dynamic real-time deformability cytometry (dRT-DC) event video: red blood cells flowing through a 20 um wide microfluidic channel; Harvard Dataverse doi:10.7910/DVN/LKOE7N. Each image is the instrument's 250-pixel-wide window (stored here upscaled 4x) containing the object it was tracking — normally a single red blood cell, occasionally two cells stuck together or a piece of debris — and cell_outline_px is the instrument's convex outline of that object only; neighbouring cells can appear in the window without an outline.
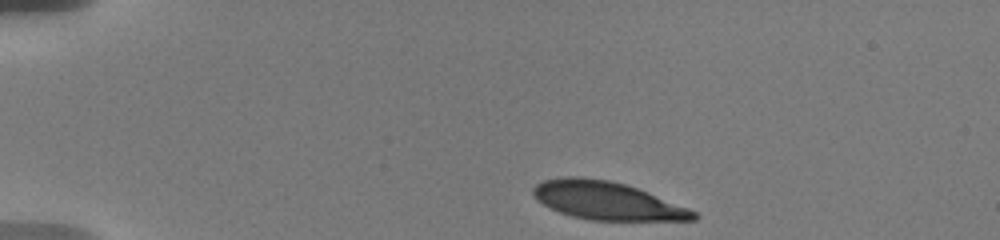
{"species": "human", "species_latin": "Homo sapiens", "temperature_condition": "warm", "stored_images_in_passage": 6, "camera_frame_rate_fps": 3000, "um_per_image_px": 0.085, "donor": {"sex": "male"}, "frame": {"image": 1, "passage_image": 1, "time_ms": 0.0, "image_size_px": [1000, 240], "cell_outline_px": [[700, 216], [696, 220], [588, 220], [572, 216], [560, 212], [536, 200], [532, 192], [532, 188], [536, 184], [544, 180], [564, 176], [580, 176], [608, 180], [624, 184], [636, 188], [688, 208], [696, 212]], "centroid_in_image_um": [51.56, 17.05], "position_along_channel_um": 33.4, "area_um2": 35.26}}
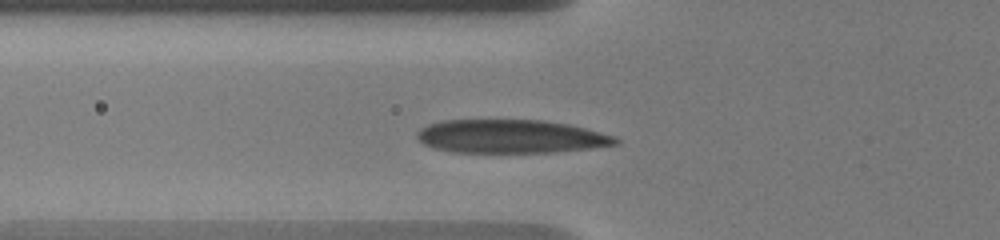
{"frame": {"image": 2, "passage_image": 6, "time_ms": 3.333, "image_size_px": [1000, 240], "cell_outline_px": [[620, 144], [556, 152], [448, 152], [432, 148], [424, 144], [416, 136], [416, 132], [420, 128], [428, 124], [444, 120], [544, 120], [568, 124], [616, 136], [620, 140]], "centroid_in_image_um": [43.4, 11.6], "position_along_channel_um": 82.4, "area_um2": 38.84}}